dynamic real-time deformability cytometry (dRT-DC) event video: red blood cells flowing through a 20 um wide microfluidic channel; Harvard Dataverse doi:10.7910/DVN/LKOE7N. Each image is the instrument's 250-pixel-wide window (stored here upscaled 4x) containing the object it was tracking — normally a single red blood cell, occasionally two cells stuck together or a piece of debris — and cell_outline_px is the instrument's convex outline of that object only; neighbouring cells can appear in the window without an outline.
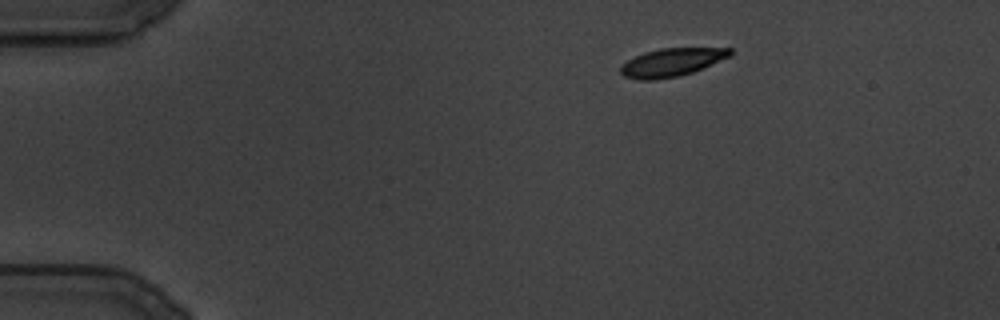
{"species": "common noctule bat (a hibernating species)", "species_latin": "Nyctalus noctula", "temperature_condition": "cold", "stored_images_in_passage": 105, "camera_frame_rate_fps": 3000, "um_per_image_px": 0.085, "animal": {"sex": "male", "body_mass_g": 19.5, "forearm_length_mm": 54.6}, "frame": {"image": 1, "passage_image": 1, "time_ms": 0.0, "image_size_px": [1000, 320], "cell_outline_px": [[732, 56], [692, 72], [680, 76], [656, 80], [640, 80], [624, 76], [620, 72], [620, 68], [628, 60], [644, 52], [660, 48], [732, 48]], "centroid_in_image_um": [57.11, 5.3], "position_along_channel_um": 27.9, "area_um2": 17.92}}
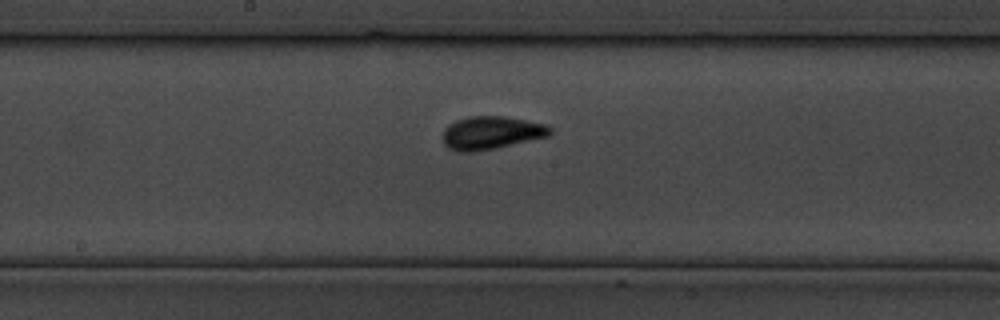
{"frame": {"image": 2, "passage_image": 47, "time_ms": 15.333, "image_size_px": [1000, 320], "cell_outline_px": [[552, 132], [548, 136], [496, 148], [472, 152], [456, 152], [448, 148], [444, 144], [440, 136], [444, 128], [448, 124], [456, 120], [468, 116], [504, 116], [544, 124], [552, 128]], "centroid_in_image_um": [41.68, 11.29], "position_along_channel_um": 206.5, "area_um2": 20.87}}
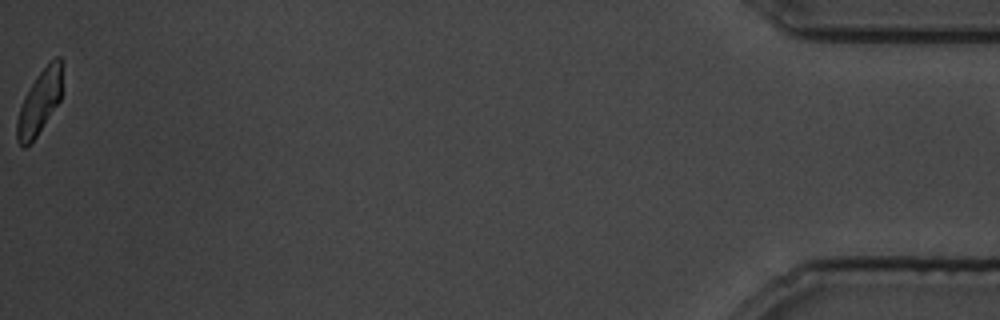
{"frame": {"image": 3, "passage_image": 105, "time_ms": 34.667, "image_size_px": [1000, 320], "cell_outline_px": [[60, 100], [36, 136], [24, 148], [16, 140], [16, 120], [20, 108], [36, 76], [56, 56], [60, 56]], "centroid_in_image_um": [3.32, 8.74], "position_along_channel_um": 431.9, "area_um2": 16.01}}